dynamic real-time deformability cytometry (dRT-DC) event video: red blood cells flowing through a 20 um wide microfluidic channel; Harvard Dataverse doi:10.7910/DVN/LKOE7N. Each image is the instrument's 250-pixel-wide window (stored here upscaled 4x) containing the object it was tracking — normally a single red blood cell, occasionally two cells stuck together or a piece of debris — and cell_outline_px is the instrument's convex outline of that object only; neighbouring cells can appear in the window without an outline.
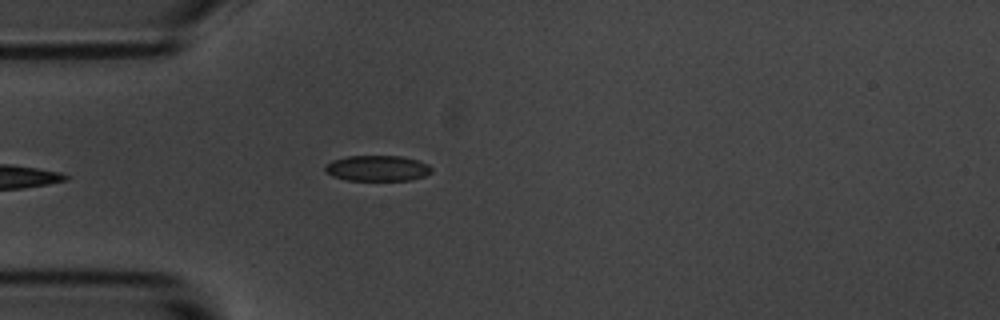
{"species": "common noctule bat (a hibernating species)", "species_latin": "Nyctalus noctula", "temperature_condition": "room temperature", "stored_images_in_passage": 5, "camera_frame_rate_fps": 3000, "um_per_image_px": 0.085, "animal": {"sex": "male", "body_mass_g": 20.1, "forearm_length_mm": 53.5}, "frame": {"image": 1, "passage_image": 5, "time_ms": 4.667, "image_size_px": [1000, 320], "cell_outline_px": [[432, 172], [424, 176], [412, 180], [348, 180], [332, 176], [324, 172], [324, 164], [332, 160], [348, 156], [400, 156], [416, 160], [428, 164], [432, 168]], "centroid_in_image_um": [32.04, 14.3], "position_along_channel_um": 53.0, "area_um2": 16.01}}